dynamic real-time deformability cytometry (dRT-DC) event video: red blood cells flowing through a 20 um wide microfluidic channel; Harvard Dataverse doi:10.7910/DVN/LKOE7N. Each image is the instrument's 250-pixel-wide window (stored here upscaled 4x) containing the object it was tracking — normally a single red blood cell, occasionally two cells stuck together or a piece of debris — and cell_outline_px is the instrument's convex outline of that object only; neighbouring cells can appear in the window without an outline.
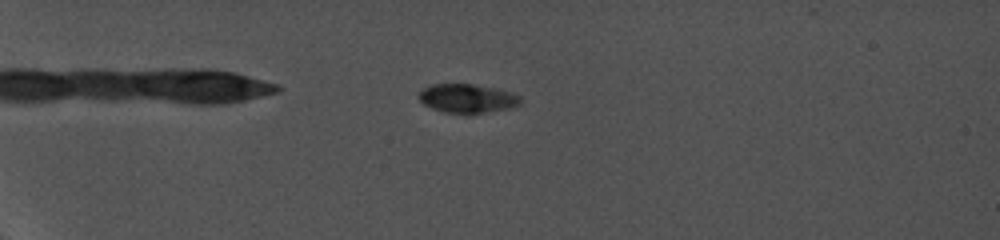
{"species": "common noctule bat (a hibernating species)", "species_latin": "Nyctalus noctula", "temperature_condition": "cold", "stored_images_in_passage": 51, "camera_frame_rate_fps": 5000, "um_per_image_px": 0.085, "animal": {"sex": "female", "body_mass_g": 19.0, "forearm_length_mm": 56.7}, "frame": {"image": 1, "passage_image": 15, "time_ms": 5.2, "image_size_px": [1000, 240], "cell_outline_px": [[524, 100], [520, 104], [508, 108], [484, 112], [444, 112], [432, 108], [424, 104], [416, 96], [424, 88], [432, 84], [472, 84], [496, 88], [512, 92], [520, 96]], "centroid_in_image_um": [39.73, 8.34], "position_along_channel_um": 45.3, "area_um2": 16.88}}
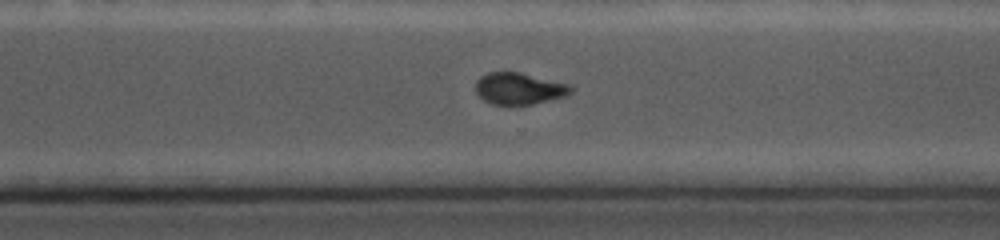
{"frame": {"image": 2, "passage_image": 43, "time_ms": 14.4, "image_size_px": [1000, 240], "cell_outline_px": [[572, 92], [564, 96], [532, 104], [492, 104], [484, 100], [476, 92], [476, 80], [480, 76], [488, 72], [520, 72], [568, 84], [572, 88]], "centroid_in_image_um": [44.09, 7.51], "position_along_channel_um": 326.5, "area_um2": 17.34}}
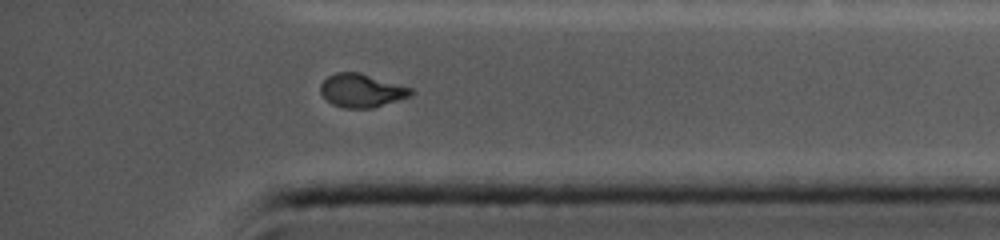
{"frame": {"image": 3, "passage_image": 48, "time_ms": 16.4, "image_size_px": [1000, 240], "cell_outline_px": [[412, 96], [372, 108], [344, 108], [332, 104], [320, 92], [320, 84], [328, 76], [336, 72], [360, 72], [412, 88]], "centroid_in_image_um": [30.73, 7.69], "position_along_channel_um": 404.5, "area_um2": 17.57}, "authors_computed_cell_mechanics": {"area_um2": 17.918, "velocity_mm_per_s": 3.821, "shape_relaxation_time_tau1_ms": null, "shape_relaxation_time_tau2_ms": 2.2111, "deformation_change_tau1": null, "deformation_change_tau2": 0.0483}}